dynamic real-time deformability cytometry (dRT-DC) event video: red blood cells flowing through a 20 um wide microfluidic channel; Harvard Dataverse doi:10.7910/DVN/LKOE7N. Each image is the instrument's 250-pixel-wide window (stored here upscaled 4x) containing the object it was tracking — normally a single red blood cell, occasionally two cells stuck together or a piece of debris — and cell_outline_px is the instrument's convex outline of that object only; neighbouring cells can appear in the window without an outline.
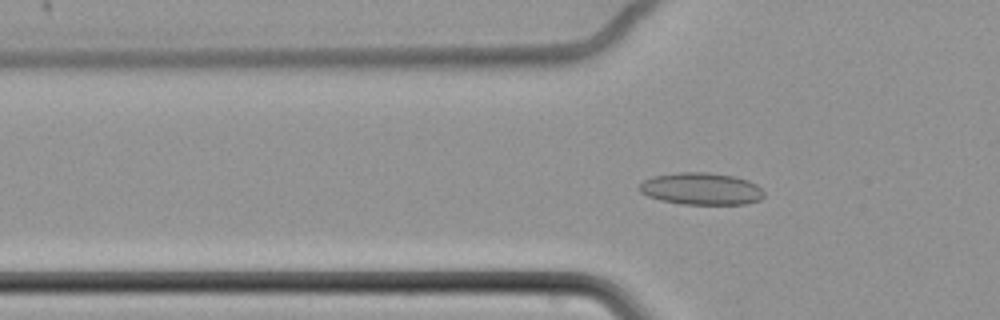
{"species": "common noctule bat (a hibernating species)", "species_latin": "Nyctalus noctula", "temperature_condition": "cold", "stored_images_in_passage": 64, "camera_frame_rate_fps": 3000, "um_per_image_px": 0.085, "animal": {"sex": "female", "body_mass_g": 22.7, "forearm_length_mm": 54.2}, "frame": {"image": 1, "passage_image": 24, "time_ms": 7.667, "image_size_px": [1000, 320], "cell_outline_px": [[764, 196], [760, 200], [748, 204], [680, 204], [660, 200], [648, 196], [640, 192], [636, 188], [644, 180], [652, 176], [680, 172], [708, 172], [732, 176], [748, 180], [756, 184], [764, 192]], "centroid_in_image_um": [59.59, 16.05], "position_along_channel_um": 66.2, "area_um2": 23.47}}
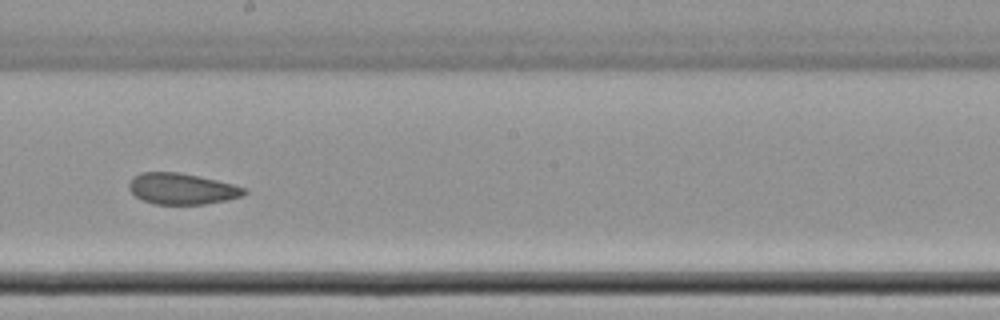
{"frame": {"image": 2, "passage_image": 39, "time_ms": 12.667, "image_size_px": [1000, 320], "cell_outline_px": [[248, 192], [240, 196], [228, 200], [204, 204], [156, 204], [144, 200], [136, 196], [128, 188], [128, 184], [132, 176], [140, 172], [180, 172], [216, 180], [248, 188]], "centroid_in_image_um": [15.46, 16.03], "position_along_channel_um": 232.7, "area_um2": 20.92}}
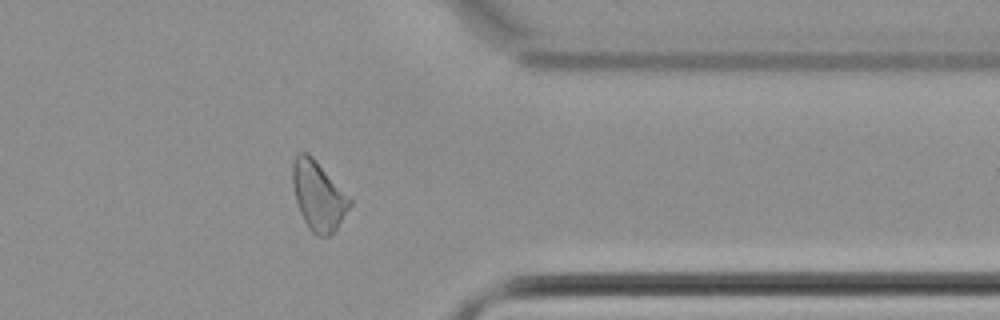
{"frame": {"image": 3, "passage_image": 53, "time_ms": 17.333, "image_size_px": [1000, 320], "cell_outline_px": [[352, 204], [336, 228], [328, 236], [316, 236], [308, 228], [300, 212], [296, 200], [292, 184], [292, 164], [296, 156], [300, 152], [308, 152], [312, 156], [352, 200]], "centroid_in_image_um": [27.04, 16.64], "position_along_channel_um": 384.4, "area_um2": 22.72}, "authors_computed_cell_mechanics": {"area_um2": 23.0044, "velocity_mm_per_s": 3.4254, "shape_relaxation_time_tau1_ms": null, "shape_relaxation_time_tau2_ms": 3.1189, "deformation_change_tau1": null, "deformation_change_tau2": 0.0729}}